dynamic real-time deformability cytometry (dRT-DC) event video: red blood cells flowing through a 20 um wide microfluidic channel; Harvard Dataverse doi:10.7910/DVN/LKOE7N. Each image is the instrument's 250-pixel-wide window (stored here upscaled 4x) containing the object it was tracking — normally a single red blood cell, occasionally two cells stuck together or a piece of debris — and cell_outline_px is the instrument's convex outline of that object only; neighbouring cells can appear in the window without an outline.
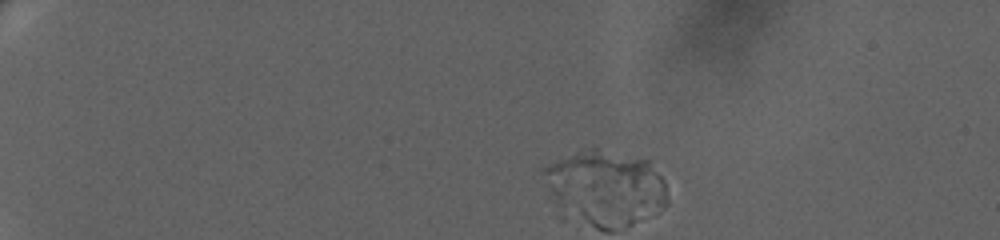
{"species": "human", "species_latin": "Homo sapiens", "temperature_condition": "warm", "stored_images_in_passage": 1, "camera_frame_rate_fps": 3000, "um_per_image_px": 0.085, "donor": {"sex": "female"}, "frame": {"image": 1, "passage_image": 1, "time_ms": 0.0, "image_size_px": [1000, 240], "cell_outline_px": [[668, 204], [660, 212], [656, 212], [596, 204], [544, 172], [540, 168], [548, 164], [576, 152], [596, 148], [648, 160], [664, 180], [668, 200]], "centroid_in_image_um": [51.99, 15.25], "position_along_channel_um": 33.0, "area_um2": 37.63}}